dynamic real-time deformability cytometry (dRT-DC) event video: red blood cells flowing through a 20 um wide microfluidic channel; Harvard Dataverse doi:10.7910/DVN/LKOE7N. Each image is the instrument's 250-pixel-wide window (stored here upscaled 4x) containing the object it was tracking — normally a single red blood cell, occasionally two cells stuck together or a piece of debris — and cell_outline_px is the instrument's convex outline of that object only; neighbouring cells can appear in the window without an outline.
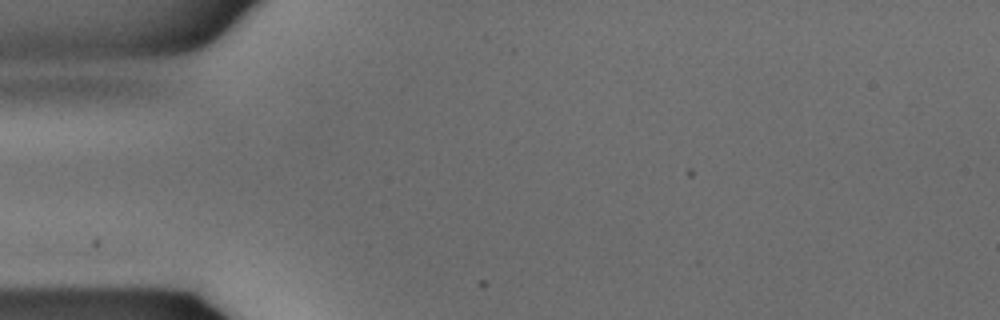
{"species": "common noctule bat (a hibernating species)", "species_latin": "Nyctalus noctula", "temperature_condition": "warm", "stored_images_in_passage": 2, "camera_frame_rate_fps": 3000, "um_per_image_px": 0.085, "animal": {"sex": "male", "body_mass_g": 15.6}, "frame": {"image": 1, "passage_image": 1, "time_ms": 0.0, "image_size_px": [1000, 320], "cell_outline_px": [[236, 12], [212, 36], [200, 44], [188, 48], [172, 52], [124, 56], [104, 56], [100, 52]], "centroid_in_image_um": [14.6, 3.36], "position_along_channel_um": 70.4, "area_um2": 14.33}}